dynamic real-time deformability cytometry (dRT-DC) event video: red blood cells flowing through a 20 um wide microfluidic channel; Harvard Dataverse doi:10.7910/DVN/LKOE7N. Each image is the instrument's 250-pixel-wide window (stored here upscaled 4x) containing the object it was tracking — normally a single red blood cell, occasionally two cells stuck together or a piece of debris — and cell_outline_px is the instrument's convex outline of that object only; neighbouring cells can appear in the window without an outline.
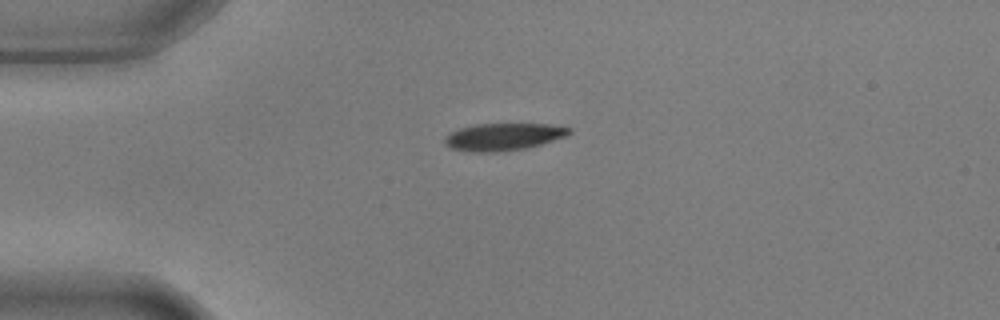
{"species": "common noctule bat (a hibernating species)", "species_latin": "Nyctalus noctula", "temperature_condition": "warm", "stored_images_in_passage": 42, "camera_frame_rate_fps": 3000, "um_per_image_px": 0.085, "animal": {"sex": "male", "body_mass_g": 17.9, "forearm_length_mm": 54.2}, "frame": {"image": 1, "passage_image": 1, "time_ms": 0.0, "image_size_px": [1000, 320], "cell_outline_px": [[572, 132], [568, 136], [540, 144], [524, 148], [496, 152], [468, 152], [452, 148], [444, 144], [444, 140], [452, 132], [460, 128], [476, 124], [548, 124], [572, 128]], "centroid_in_image_um": [42.81, 11.62], "position_along_channel_um": 42.2, "area_um2": 19.65}}
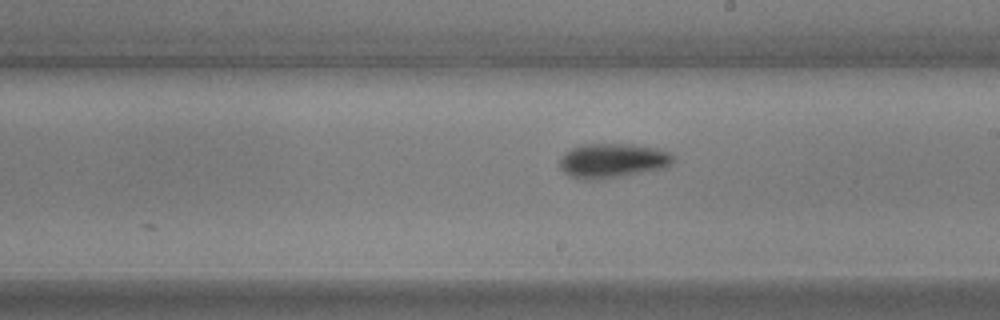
{"frame": {"image": 2, "passage_image": 19, "time_ms": 6.0, "image_size_px": [1000, 320], "cell_outline_px": [[676, 156], [672, 164], [668, 168], [624, 176], [596, 180], [580, 180], [568, 176], [560, 168], [560, 160], [564, 152], [580, 144], [636, 144], [656, 148], [668, 152]], "centroid_in_image_um": [52.09, 13.67], "position_along_channel_um": 236.9, "area_um2": 23.41}}
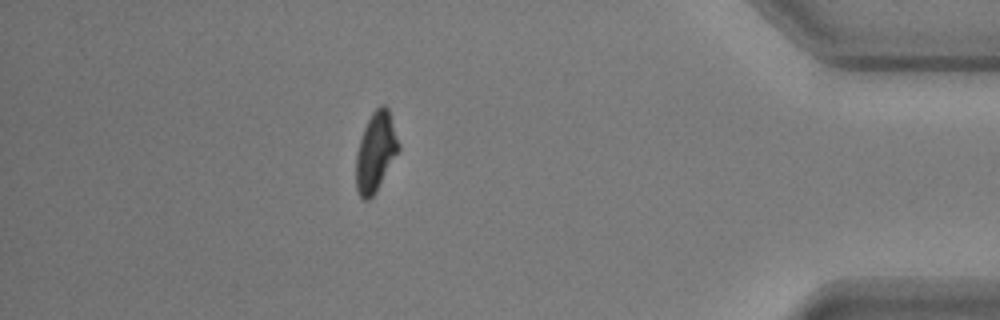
{"frame": {"image": 3, "passage_image": 36, "time_ms": 11.667, "image_size_px": [1000, 320], "cell_outline_px": [[400, 148], [376, 192], [368, 200], [364, 200], [360, 196], [356, 188], [356, 156], [360, 140], [364, 128], [372, 112], [380, 104], [384, 104], [388, 108], [400, 144]], "centroid_in_image_um": [31.94, 12.9], "position_along_channel_um": 403.3, "area_um2": 19.54}, "authors_computed_cell_mechanics": {"area_um2": 20.8369, "velocity_mm_per_s": 3.6568, "shape_relaxation_time_tau1_ms": 2.7612, "shape_relaxation_time_tau2_ms": 5.6884, "deformation_change_tau1": 0.1547, "deformation_change_tau2": 0.1113}}